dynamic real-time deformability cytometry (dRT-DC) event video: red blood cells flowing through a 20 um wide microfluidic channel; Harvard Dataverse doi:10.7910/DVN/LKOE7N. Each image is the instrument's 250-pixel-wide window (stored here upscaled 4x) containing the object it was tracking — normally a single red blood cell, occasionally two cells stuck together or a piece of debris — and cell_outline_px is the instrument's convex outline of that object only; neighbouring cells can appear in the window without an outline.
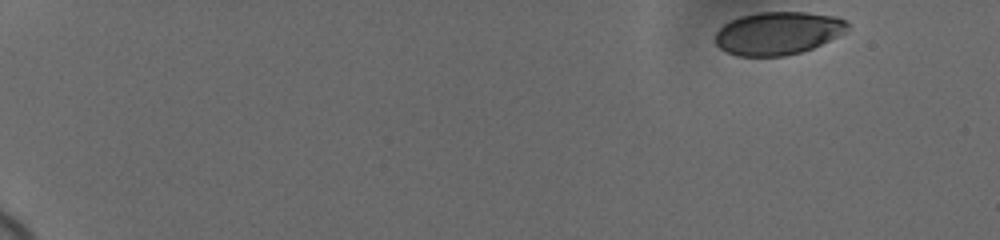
{"species": "human", "species_latin": "Homo sapiens", "temperature_condition": "cold", "stored_images_in_passage": 20, "camera_frame_rate_fps": 3000, "um_per_image_px": 0.085, "donor": {"sex": "female"}, "frame": {"image": 1, "passage_image": 1, "time_ms": 0.0, "image_size_px": [1000, 240], "cell_outline_px": [[848, 32], [812, 48], [800, 52], [784, 56], [736, 56], [720, 48], [716, 44], [716, 32], [724, 24], [740, 16], [756, 12], [804, 12], [836, 16], [844, 20], [848, 24]], "centroid_in_image_um": [66.14, 2.82], "position_along_channel_um": 18.9, "area_um2": 33.12}}
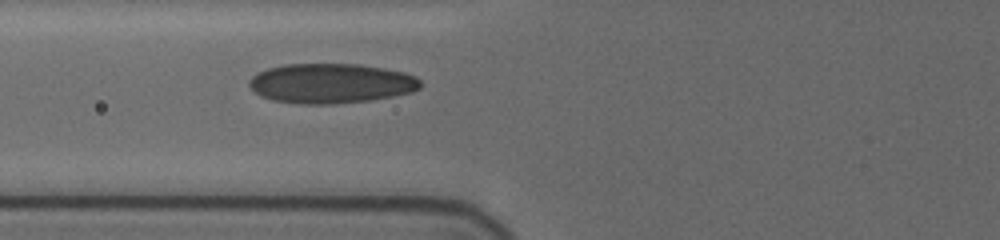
{"frame": {"image": 2, "passage_image": 17, "time_ms": 6.667, "image_size_px": [1000, 240], "cell_outline_px": [[420, 88], [412, 92], [392, 96], [368, 100], [332, 104], [300, 104], [272, 100], [260, 96], [248, 84], [248, 80], [252, 76], [268, 68], [284, 64], [356, 64], [384, 68], [404, 72], [416, 76], [420, 80]], "centroid_in_image_um": [28.13, 7.08], "position_along_channel_um": 97.7, "area_um2": 39.65}}
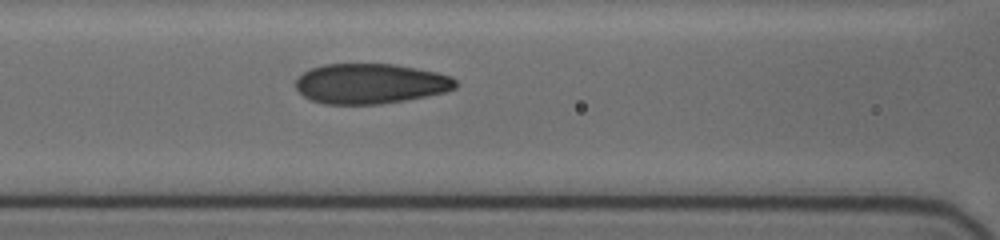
{"frame": {"image": 3, "passage_image": 20, "time_ms": 7.667, "image_size_px": [1000, 240], "cell_outline_px": [[456, 88], [444, 92], [404, 100], [380, 104], [324, 104], [312, 100], [304, 96], [296, 88], [296, 80], [304, 72], [312, 68], [324, 64], [392, 64], [416, 68], [436, 72], [452, 76], [456, 80]], "centroid_in_image_um": [31.48, 7.11], "position_along_channel_um": 135.1, "area_um2": 37.17}}